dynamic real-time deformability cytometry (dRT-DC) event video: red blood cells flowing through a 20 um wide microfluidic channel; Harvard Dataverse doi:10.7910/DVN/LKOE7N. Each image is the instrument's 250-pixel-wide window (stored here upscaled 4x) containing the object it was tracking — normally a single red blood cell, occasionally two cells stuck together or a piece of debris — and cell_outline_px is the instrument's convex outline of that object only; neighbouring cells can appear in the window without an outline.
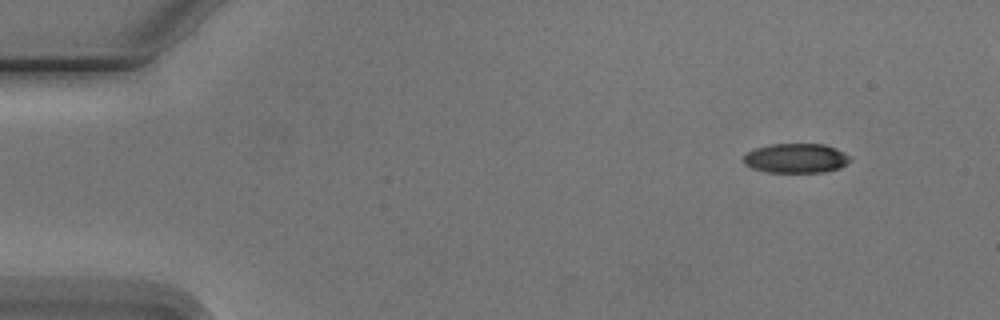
{"species": "Egyptian fruit bat (a non-hibernating species)", "species_latin": "Rousettus aegyptiacus", "temperature_condition": "cold", "stored_images_in_passage": 3, "camera_frame_rate_fps": 3000, "um_per_image_px": 0.085, "animal": {"sex": "male"}, "frame": {"image": 1, "passage_image": 1, "time_ms": 0.0, "image_size_px": [1000, 320], "cell_outline_px": [[852, 160], [840, 168], [824, 172], [768, 172], [752, 168], [744, 164], [744, 156], [748, 152], [756, 148], [768, 144], [824, 144], [836, 148], [852, 156]], "centroid_in_image_um": [67.7, 13.45], "position_along_channel_um": 17.3, "area_um2": 18.44}}